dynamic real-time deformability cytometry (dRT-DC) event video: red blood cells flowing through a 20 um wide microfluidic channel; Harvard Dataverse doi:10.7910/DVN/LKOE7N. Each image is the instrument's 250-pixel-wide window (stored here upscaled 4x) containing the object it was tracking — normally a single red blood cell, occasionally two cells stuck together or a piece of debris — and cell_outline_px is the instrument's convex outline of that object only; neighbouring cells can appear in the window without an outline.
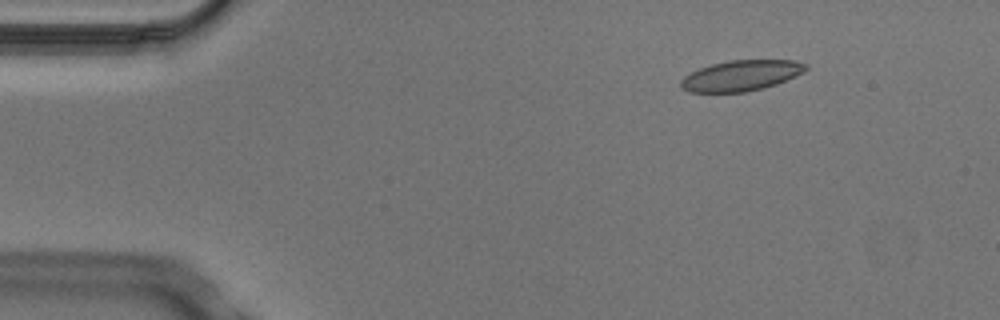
{"species": "Egyptian fruit bat (a non-hibernating species)", "species_latin": "Rousettus aegyptiacus", "temperature_condition": "cold", "stored_images_in_passage": 4, "camera_frame_rate_fps": 3000, "um_per_image_px": 0.085, "animal": {"sex": "male"}, "frame": {"image": 1, "passage_image": 2, "time_ms": 0.333, "image_size_px": [1000, 320], "cell_outline_px": [[808, 68], [804, 72], [796, 76], [776, 84], [744, 92], [688, 92], [680, 88], [680, 80], [684, 76], [700, 68], [712, 64], [728, 60], [796, 60], [808, 64]], "centroid_in_image_um": [63.0, 6.42], "position_along_channel_um": 22.0, "area_um2": 22.31}}